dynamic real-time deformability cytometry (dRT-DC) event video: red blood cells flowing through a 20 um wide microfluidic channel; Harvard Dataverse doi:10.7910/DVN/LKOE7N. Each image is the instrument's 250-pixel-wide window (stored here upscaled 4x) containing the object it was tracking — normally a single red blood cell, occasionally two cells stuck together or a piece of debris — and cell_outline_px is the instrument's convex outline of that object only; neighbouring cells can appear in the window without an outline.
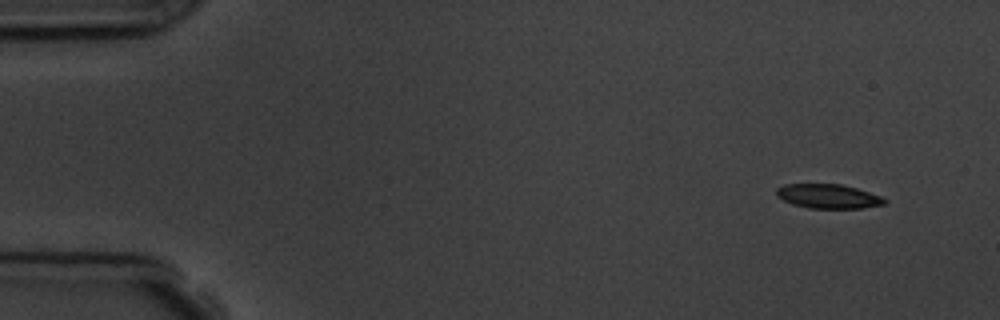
{"species": "common noctule bat (a hibernating species)", "species_latin": "Nyctalus noctula", "temperature_condition": "room temperature", "stored_images_in_passage": 8, "camera_frame_rate_fps": 3000, "um_per_image_px": 0.085, "animal": {"sex": "male", "body_mass_g": 19.5, "forearm_length_mm": 54.6}, "frame": {"image": 1, "passage_image": 1, "time_ms": 0.0, "image_size_px": [1000, 320], "cell_outline_px": [[888, 200], [884, 204], [860, 208], [808, 208], [792, 204], [776, 196], [776, 188], [784, 184], [840, 184], [856, 188], [880, 196]], "centroid_in_image_um": [70.36, 16.68], "position_along_channel_um": 14.6, "area_um2": 15.2}}
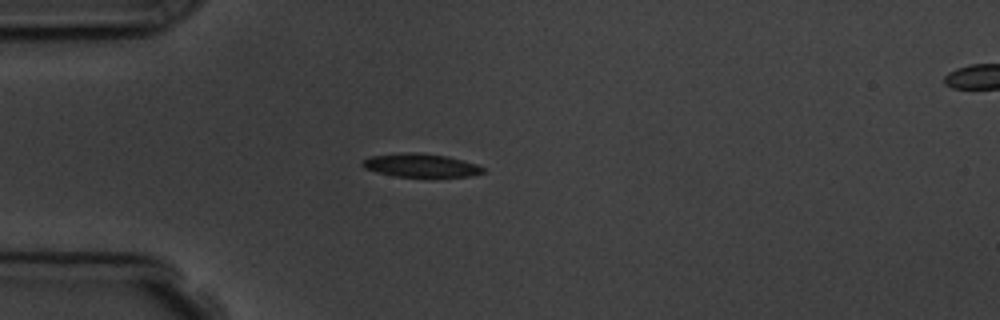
{"frame": {"image": 2, "passage_image": 4, "time_ms": 3.667, "image_size_px": [1000, 320], "cell_outline_px": [[484, 172], [468, 176], [396, 176], [376, 172], [364, 168], [360, 164], [368, 156], [400, 152], [424, 152], [448, 156], [464, 160], [476, 164], [484, 168]], "centroid_in_image_um": [35.72, 14.02], "position_along_channel_um": 49.3, "area_um2": 16.53}}